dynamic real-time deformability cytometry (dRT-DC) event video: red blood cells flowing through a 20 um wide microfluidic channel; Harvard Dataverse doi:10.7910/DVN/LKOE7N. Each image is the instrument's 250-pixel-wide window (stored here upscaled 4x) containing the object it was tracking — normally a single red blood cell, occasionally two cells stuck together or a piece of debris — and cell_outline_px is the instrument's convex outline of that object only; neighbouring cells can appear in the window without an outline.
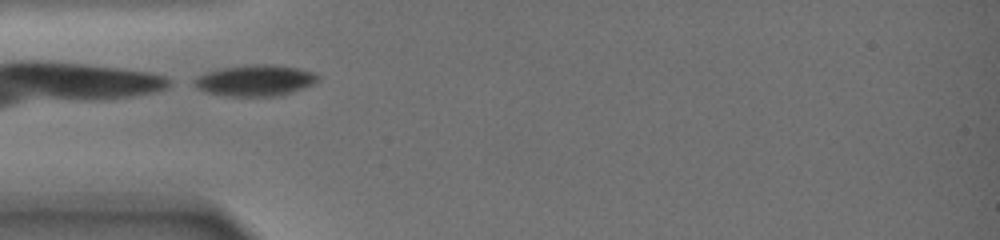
{"species": "common noctule bat (a hibernating species)", "species_latin": "Nyctalus noctula", "temperature_condition": "warm", "stored_images_in_passage": 25, "camera_frame_rate_fps": 3000, "um_per_image_px": 0.085, "animal": {"sex": "female", "body_mass_g": 19.0, "forearm_length_mm": 51.5}, "frame": {"image": 1, "passage_image": 1, "time_ms": 0.0, "image_size_px": [1000, 240], "cell_outline_px": [[320, 76], [312, 84], [304, 88], [280, 96], [224, 96], [204, 92], [188, 84], [188, 80], [204, 72], [220, 68], [256, 64], [268, 64], [300, 68], [316, 72]], "centroid_in_image_um": [21.59, 6.84], "position_along_channel_um": 63.4, "area_um2": 23.06}}
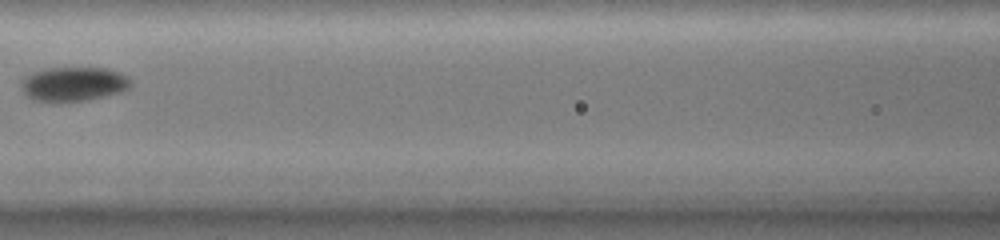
{"frame": {"image": 2, "passage_image": 6, "time_ms": 3.0, "image_size_px": [1000, 240], "cell_outline_px": [[132, 84], [128, 88], [120, 92], [88, 100], [52, 104], [32, 100], [24, 92], [24, 76], [32, 72], [48, 68], [104, 68], [120, 72], [128, 76], [132, 80]], "centroid_in_image_um": [6.27, 7.17], "position_along_channel_um": 160.3, "area_um2": 22.2}}
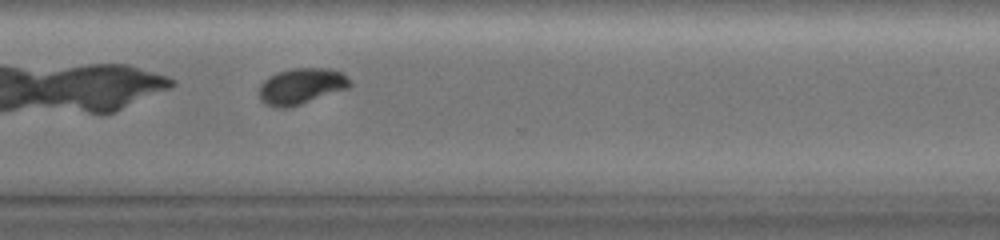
{"frame": {"image": 3, "passage_image": 19, "time_ms": 8.667, "image_size_px": [1000, 240], "cell_outline_px": [[352, 84], [348, 88], [292, 108], [276, 108], [264, 104], [260, 100], [260, 84], [268, 76], [276, 72], [292, 68], [328, 68], [344, 72], [352, 80]], "centroid_in_image_um": [25.63, 7.33], "position_along_channel_um": 345.0, "area_um2": 19.59}, "authors_computed_cell_mechanics": {"area_um2": 20.7502, "velocity_mm_per_s": 3.2631, "shape_relaxation_time_tau1_ms": 7.98, "shape_relaxation_time_tau2_ms": null, "deformation_change_tau1": 0.1507, "deformation_change_tau2": null}}